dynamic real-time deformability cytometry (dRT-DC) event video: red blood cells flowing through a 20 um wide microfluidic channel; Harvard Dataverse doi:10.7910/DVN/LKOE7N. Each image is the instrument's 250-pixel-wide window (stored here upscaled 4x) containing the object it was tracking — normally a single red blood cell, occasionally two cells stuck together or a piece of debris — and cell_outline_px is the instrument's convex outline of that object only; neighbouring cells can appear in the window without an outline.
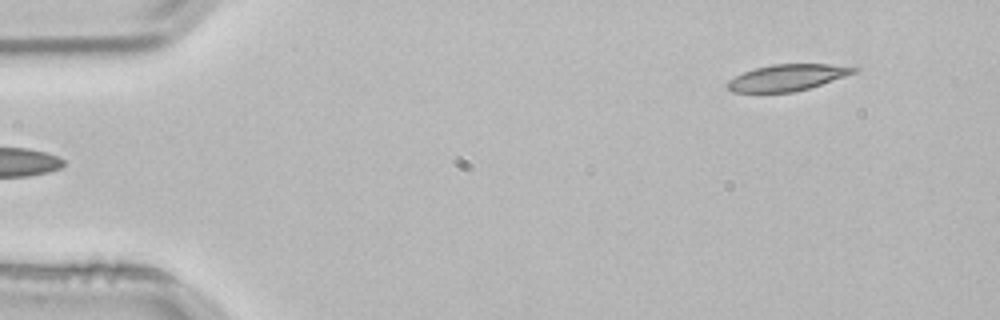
{"species": "common noctule bat (a hibernating species)", "species_latin": "Nyctalus noctula", "temperature_condition": "room temperature", "stored_images_in_passage": 3, "camera_frame_rate_fps": 3000, "um_per_image_px": 0.085, "animal": {"sex": "male", "body_mass_g": 21.5, "forearm_length_mm": 52.0}, "frame": {"image": 1, "passage_image": 1, "time_ms": 0.0, "image_size_px": [1000, 320], "cell_outline_px": [[860, 68], [856, 72], [808, 88], [792, 92], [732, 92], [724, 84], [728, 80], [744, 72], [756, 68], [772, 64], [828, 64]], "centroid_in_image_um": [66.87, 6.59], "position_along_channel_um": 18.1, "area_um2": 19.13}}
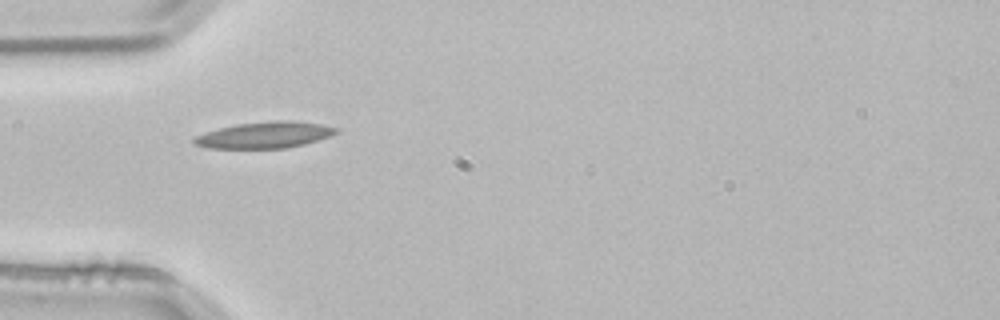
{"frame": {"image": 2, "passage_image": 3, "time_ms": 0.667, "image_size_px": [1000, 320], "cell_outline_px": [[340, 132], [304, 144], [288, 148], [208, 148], [196, 144], [192, 140], [196, 136], [220, 128], [236, 124], [272, 120], [292, 120], [320, 124], [340, 128]], "centroid_in_image_um": [22.55, 11.46], "position_along_channel_um": 62.5, "area_um2": 21.68}}